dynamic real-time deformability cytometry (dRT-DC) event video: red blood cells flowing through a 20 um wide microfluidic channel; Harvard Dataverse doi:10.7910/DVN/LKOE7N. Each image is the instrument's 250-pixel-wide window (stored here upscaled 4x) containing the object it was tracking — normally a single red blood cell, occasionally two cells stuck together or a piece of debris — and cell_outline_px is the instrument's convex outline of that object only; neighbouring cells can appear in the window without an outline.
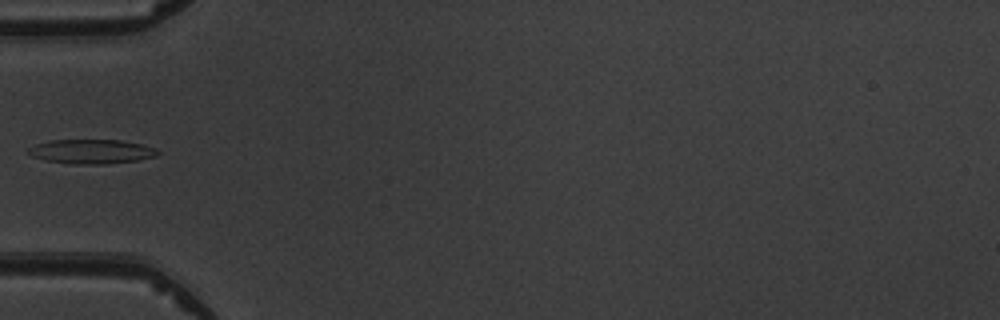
{"species": "common noctule bat (a hibernating species)", "species_latin": "Nyctalus noctula", "temperature_condition": "warm", "stored_images_in_passage": 5, "camera_frame_rate_fps": 3000, "um_per_image_px": 0.085, "animal": {"sex": "male", "body_mass_g": 19.5, "forearm_length_mm": 54.6}, "frame": {"image": 1, "passage_image": 5, "time_ms": 5.333, "image_size_px": [1000, 320], "cell_outline_px": [[160, 152], [156, 156], [136, 160], [108, 164], [72, 164], [44, 160], [32, 156], [28, 152], [28, 148], [36, 144], [52, 140], [120, 140], [140, 144], [152, 148]], "centroid_in_image_um": [7.74, 12.88], "position_along_channel_um": 77.3, "area_um2": 18.15}}